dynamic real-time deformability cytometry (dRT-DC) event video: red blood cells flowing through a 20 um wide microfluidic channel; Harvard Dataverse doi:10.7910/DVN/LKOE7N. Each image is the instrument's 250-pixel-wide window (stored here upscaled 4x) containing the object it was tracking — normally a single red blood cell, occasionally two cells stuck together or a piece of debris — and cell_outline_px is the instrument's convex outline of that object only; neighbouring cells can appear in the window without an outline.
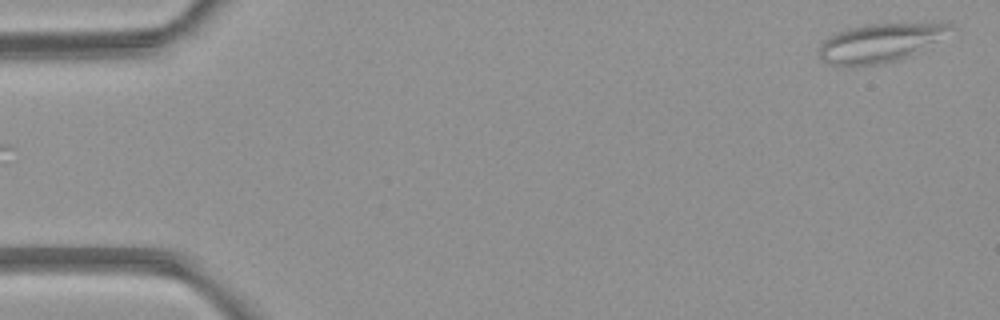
{"species": "common noctule bat (a hibernating species)", "species_latin": "Nyctalus noctula", "temperature_condition": "room temperature", "stored_images_in_passage": 6, "camera_frame_rate_fps": 3000, "um_per_image_px": 0.085, "animal": {"sex": "female", "body_mass_g": 21.9}, "frame": {"image": 1, "passage_image": 6, "time_ms": 6.667, "image_size_px": [1000, 320], "cell_outline_px": [[956, 28], [920, 52], [900, 60], [884, 64], [852, 68], [840, 68], [828, 64], [820, 60], [820, 44], [828, 36], [836, 32], [848, 28], [864, 24], [952, 24]], "centroid_in_image_um": [74.73, 3.7], "position_along_channel_um": 10.3, "area_um2": 30.23}}